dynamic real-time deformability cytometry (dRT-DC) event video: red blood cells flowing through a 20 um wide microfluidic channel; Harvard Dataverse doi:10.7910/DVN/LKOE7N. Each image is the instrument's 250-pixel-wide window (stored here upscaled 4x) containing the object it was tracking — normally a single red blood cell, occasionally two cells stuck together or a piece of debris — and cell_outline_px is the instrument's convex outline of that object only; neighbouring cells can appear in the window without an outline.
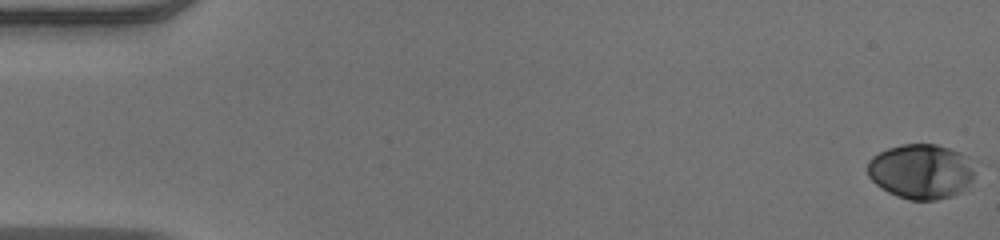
{"species": "human", "species_latin": "Homo sapiens", "temperature_condition": "warm", "stored_images_in_passage": 53, "camera_frame_rate_fps": 3000, "um_per_image_px": 0.085, "donor": {"sex": "male"}, "frame": {"image": 1, "passage_image": 1, "time_ms": 0.0, "image_size_px": [1000, 240], "cell_outline_px": [[980, 164], [972, 180], [964, 192], [952, 196], [936, 200], [908, 200], [896, 196], [888, 192], [876, 184], [868, 176], [868, 160], [872, 156], [888, 148], [900, 144], [936, 144], [960, 152], [976, 160]], "centroid_in_image_um": [78.39, 14.57], "position_along_channel_um": 6.6, "area_um2": 35.32}}
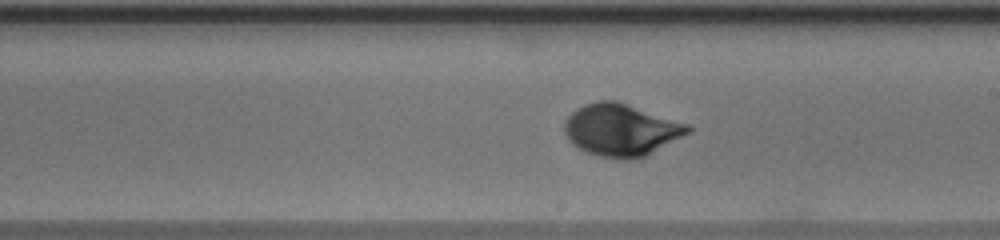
{"frame": {"image": 2, "passage_image": 31, "time_ms": 10.0, "image_size_px": [1000, 240], "cell_outline_px": [[692, 132], [636, 160], [624, 160], [600, 156], [588, 152], [572, 144], [568, 140], [564, 132], [564, 120], [576, 108], [584, 104], [596, 100], [616, 100], [688, 124], [692, 128]], "centroid_in_image_um": [52.78, 11.04], "position_along_channel_um": 236.2, "area_um2": 37.63}}
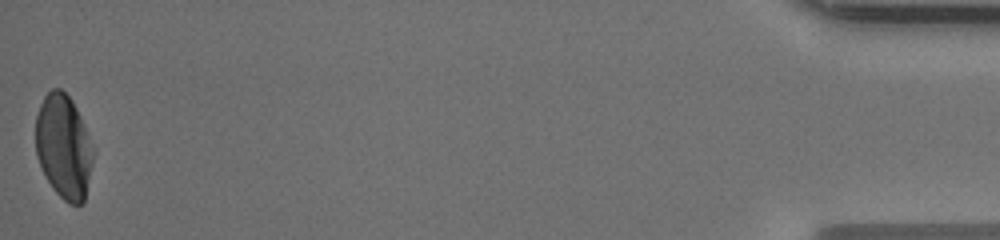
{"frame": {"image": 3, "passage_image": 53, "time_ms": 17.333, "image_size_px": [1000, 240], "cell_outline_px": [[96, 152], [84, 204], [68, 204], [52, 188], [36, 156], [36, 116], [40, 104], [44, 96], [52, 88], [60, 88], [72, 100], [80, 116]], "centroid_in_image_um": [5.44, 12.49], "position_along_channel_um": 429.8, "area_um2": 35.2}, "authors_computed_cell_mechanics": {"area_um2": 35.3158, "velocity_mm_per_s": 3.9482, "shape_relaxation_time_tau1_ms": 3.5475, "shape_relaxation_time_tau2_ms": null, "deformation_change_tau1": 0.1747, "deformation_change_tau2": null}}